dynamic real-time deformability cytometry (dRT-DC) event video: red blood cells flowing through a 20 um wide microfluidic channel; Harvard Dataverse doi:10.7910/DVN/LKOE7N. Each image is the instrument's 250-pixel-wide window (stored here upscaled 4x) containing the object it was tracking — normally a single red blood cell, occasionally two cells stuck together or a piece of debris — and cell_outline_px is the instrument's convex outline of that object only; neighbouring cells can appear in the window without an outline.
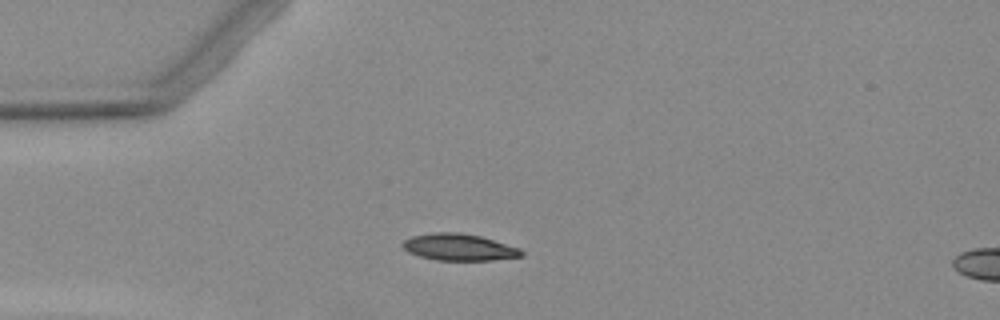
{"species": "Egyptian fruit bat (a non-hibernating species)", "species_latin": "Rousettus aegyptiacus", "temperature_condition": "warm", "stored_images_in_passage": 3, "camera_frame_rate_fps": 3000, "um_per_image_px": 0.085, "animal": {"sex": "female"}, "frame": {"image": 1, "passage_image": 2, "time_ms": 1.0, "image_size_px": [1000, 320], "cell_outline_px": [[524, 256], [492, 260], [436, 260], [420, 256], [408, 252], [400, 244], [404, 240], [412, 236], [432, 232], [460, 232], [480, 236], [520, 248], [524, 252]], "centroid_in_image_um": [39.01, 21.0], "position_along_channel_um": 46.0, "area_um2": 18.55}}